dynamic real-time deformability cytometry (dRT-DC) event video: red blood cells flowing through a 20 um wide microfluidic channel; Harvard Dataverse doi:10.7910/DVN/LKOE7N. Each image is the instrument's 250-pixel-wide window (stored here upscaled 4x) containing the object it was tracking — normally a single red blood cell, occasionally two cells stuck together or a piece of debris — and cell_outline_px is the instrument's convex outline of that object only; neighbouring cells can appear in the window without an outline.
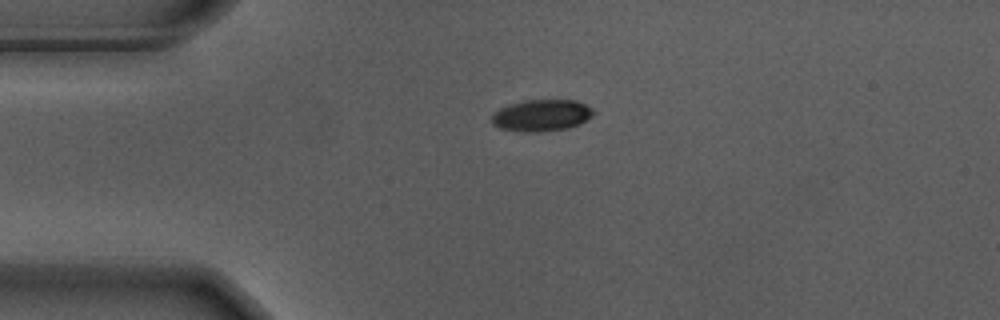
{"species": "Egyptian fruit bat (a non-hibernating species)", "species_latin": "Rousettus aegyptiacus", "temperature_condition": "warm", "stored_images_in_passage": 6, "camera_frame_rate_fps": 3000, "um_per_image_px": 0.085, "animal": {"sex": "male"}, "frame": {"image": 1, "passage_image": 1, "time_ms": 0.0, "image_size_px": [1000, 320], "cell_outline_px": [[596, 112], [592, 116], [580, 124], [568, 128], [536, 132], [524, 132], [500, 128], [492, 124], [492, 116], [500, 108], [524, 100], [576, 100], [592, 108]], "centroid_in_image_um": [46.06, 9.81], "position_along_channel_um": 38.9, "area_um2": 18.67}}